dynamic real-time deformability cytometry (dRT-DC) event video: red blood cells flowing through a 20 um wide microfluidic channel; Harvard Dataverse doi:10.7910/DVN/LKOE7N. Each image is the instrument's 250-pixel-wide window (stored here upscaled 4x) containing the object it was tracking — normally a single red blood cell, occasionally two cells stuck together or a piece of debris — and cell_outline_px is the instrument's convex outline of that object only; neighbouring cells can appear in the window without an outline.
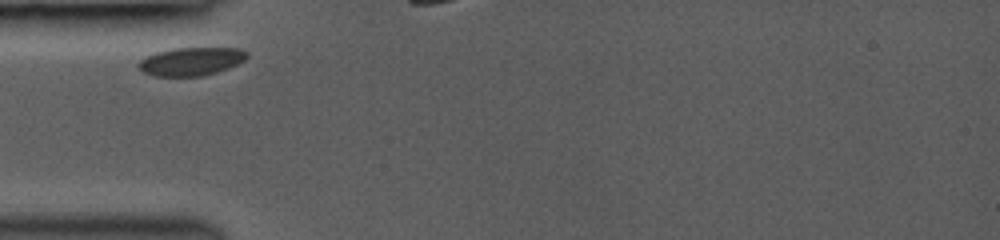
{"species": "common noctule bat (a hibernating species)", "species_latin": "Nyctalus noctula", "temperature_condition": "room temperature", "stored_images_in_passage": 4, "camera_frame_rate_fps": 3000, "um_per_image_px": 0.085, "animal": {"sex": "female", "body_mass_g": 19.0, "forearm_length_mm": 53.3}, "frame": {"image": 1, "passage_image": 1, "time_ms": 0.0, "image_size_px": [1000, 240], "cell_outline_px": [[248, 56], [244, 60], [228, 68], [216, 72], [200, 76], [156, 76], [144, 72], [136, 64], [140, 60], [156, 52], [172, 48], [240, 48], [248, 52]], "centroid_in_image_um": [16.25, 5.21], "position_along_channel_um": 68.7, "area_um2": 17.69}}